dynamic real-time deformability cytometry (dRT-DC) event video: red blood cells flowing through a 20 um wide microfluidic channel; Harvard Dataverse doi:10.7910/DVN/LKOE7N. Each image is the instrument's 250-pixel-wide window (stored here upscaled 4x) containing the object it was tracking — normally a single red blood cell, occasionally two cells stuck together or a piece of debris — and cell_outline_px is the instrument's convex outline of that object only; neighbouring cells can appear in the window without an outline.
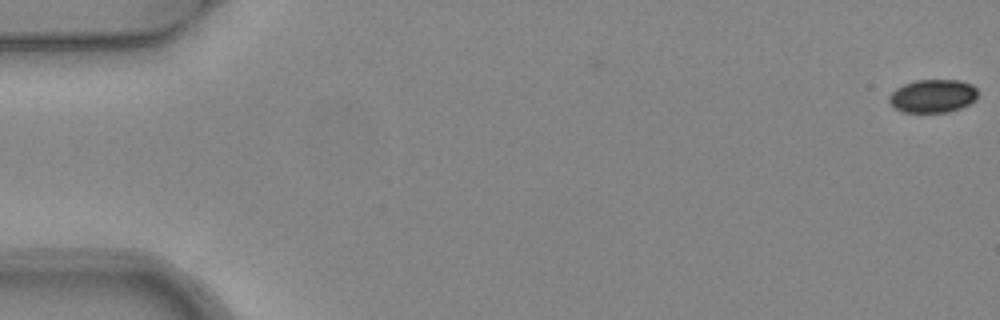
{"species": "common noctule bat (a hibernating species)", "species_latin": "Nyctalus noctula", "temperature_condition": "warm", "stored_images_in_passage": 6, "camera_frame_rate_fps": 3000, "um_per_image_px": 0.085, "animal": {"sex": "female", "body_mass_g": 24.6, "forearm_length_mm": 56.2}, "frame": {"image": 1, "passage_image": 1, "time_ms": 0.0, "image_size_px": [1000, 320], "cell_outline_px": [[976, 100], [960, 108], [948, 112], [904, 112], [896, 108], [888, 100], [888, 96], [896, 88], [904, 84], [916, 80], [960, 80], [972, 84], [976, 88]], "centroid_in_image_um": [79.29, 8.15], "position_along_channel_um": 5.7, "area_um2": 17.11}}
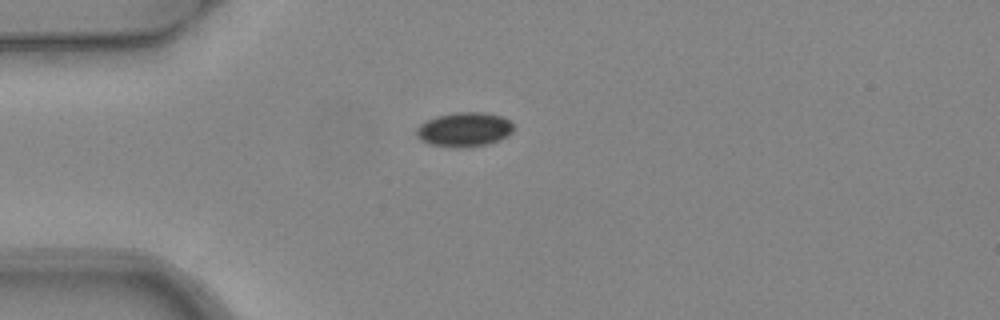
{"frame": {"image": 2, "passage_image": 4, "time_ms": 1.0, "image_size_px": [1000, 320], "cell_outline_px": [[512, 132], [508, 136], [500, 140], [488, 144], [464, 148], [452, 148], [428, 144], [420, 140], [416, 136], [416, 128], [420, 124], [436, 116], [456, 112], [484, 112], [500, 116], [508, 120], [512, 124]], "centroid_in_image_um": [39.43, 11.03], "position_along_channel_um": 45.6, "area_um2": 19.65}}